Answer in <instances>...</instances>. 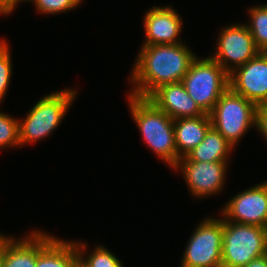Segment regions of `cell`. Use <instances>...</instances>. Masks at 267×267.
I'll list each match as a JSON object with an SVG mask.
<instances>
[{"instance_id":"cell-2","label":"cell","mask_w":267,"mask_h":267,"mask_svg":"<svg viewBox=\"0 0 267 267\" xmlns=\"http://www.w3.org/2000/svg\"><path fill=\"white\" fill-rule=\"evenodd\" d=\"M132 118L135 120L142 137L157 157L174 168L178 154L174 137V119L158 109L147 98L128 95Z\"/></svg>"},{"instance_id":"cell-8","label":"cell","mask_w":267,"mask_h":267,"mask_svg":"<svg viewBox=\"0 0 267 267\" xmlns=\"http://www.w3.org/2000/svg\"><path fill=\"white\" fill-rule=\"evenodd\" d=\"M217 40L216 53L210 57L228 73L244 65L261 52L256 47L246 24L225 27ZM229 62L233 65H229Z\"/></svg>"},{"instance_id":"cell-5","label":"cell","mask_w":267,"mask_h":267,"mask_svg":"<svg viewBox=\"0 0 267 267\" xmlns=\"http://www.w3.org/2000/svg\"><path fill=\"white\" fill-rule=\"evenodd\" d=\"M267 253V228L223 219L222 267H243Z\"/></svg>"},{"instance_id":"cell-18","label":"cell","mask_w":267,"mask_h":267,"mask_svg":"<svg viewBox=\"0 0 267 267\" xmlns=\"http://www.w3.org/2000/svg\"><path fill=\"white\" fill-rule=\"evenodd\" d=\"M250 24L246 25L253 37L256 47L261 52H267V5L249 9Z\"/></svg>"},{"instance_id":"cell-21","label":"cell","mask_w":267,"mask_h":267,"mask_svg":"<svg viewBox=\"0 0 267 267\" xmlns=\"http://www.w3.org/2000/svg\"><path fill=\"white\" fill-rule=\"evenodd\" d=\"M7 42L0 41V103L9 86L12 73V61Z\"/></svg>"},{"instance_id":"cell-11","label":"cell","mask_w":267,"mask_h":267,"mask_svg":"<svg viewBox=\"0 0 267 267\" xmlns=\"http://www.w3.org/2000/svg\"><path fill=\"white\" fill-rule=\"evenodd\" d=\"M226 162L190 161L185 156L178 160L174 168L183 170L184 179L193 196L204 197L221 192L225 183Z\"/></svg>"},{"instance_id":"cell-9","label":"cell","mask_w":267,"mask_h":267,"mask_svg":"<svg viewBox=\"0 0 267 267\" xmlns=\"http://www.w3.org/2000/svg\"><path fill=\"white\" fill-rule=\"evenodd\" d=\"M229 88L257 106L267 103V52L232 70Z\"/></svg>"},{"instance_id":"cell-14","label":"cell","mask_w":267,"mask_h":267,"mask_svg":"<svg viewBox=\"0 0 267 267\" xmlns=\"http://www.w3.org/2000/svg\"><path fill=\"white\" fill-rule=\"evenodd\" d=\"M79 255L75 241H62L38 231V256L35 267H75Z\"/></svg>"},{"instance_id":"cell-20","label":"cell","mask_w":267,"mask_h":267,"mask_svg":"<svg viewBox=\"0 0 267 267\" xmlns=\"http://www.w3.org/2000/svg\"><path fill=\"white\" fill-rule=\"evenodd\" d=\"M19 121L3 112L0 113V148L20 146Z\"/></svg>"},{"instance_id":"cell-23","label":"cell","mask_w":267,"mask_h":267,"mask_svg":"<svg viewBox=\"0 0 267 267\" xmlns=\"http://www.w3.org/2000/svg\"><path fill=\"white\" fill-rule=\"evenodd\" d=\"M256 129H258L267 142V103L257 106Z\"/></svg>"},{"instance_id":"cell-22","label":"cell","mask_w":267,"mask_h":267,"mask_svg":"<svg viewBox=\"0 0 267 267\" xmlns=\"http://www.w3.org/2000/svg\"><path fill=\"white\" fill-rule=\"evenodd\" d=\"M36 9L45 14H57L78 7L82 0H29Z\"/></svg>"},{"instance_id":"cell-24","label":"cell","mask_w":267,"mask_h":267,"mask_svg":"<svg viewBox=\"0 0 267 267\" xmlns=\"http://www.w3.org/2000/svg\"><path fill=\"white\" fill-rule=\"evenodd\" d=\"M20 1L22 0H0V13L4 15L10 14Z\"/></svg>"},{"instance_id":"cell-17","label":"cell","mask_w":267,"mask_h":267,"mask_svg":"<svg viewBox=\"0 0 267 267\" xmlns=\"http://www.w3.org/2000/svg\"><path fill=\"white\" fill-rule=\"evenodd\" d=\"M233 148L234 146L221 133L211 127L201 143L193 148L186 157L190 161L197 162L227 161L228 154Z\"/></svg>"},{"instance_id":"cell-3","label":"cell","mask_w":267,"mask_h":267,"mask_svg":"<svg viewBox=\"0 0 267 267\" xmlns=\"http://www.w3.org/2000/svg\"><path fill=\"white\" fill-rule=\"evenodd\" d=\"M76 93V90L63 89L40 99L24 121H19L20 145L49 136L61 123Z\"/></svg>"},{"instance_id":"cell-7","label":"cell","mask_w":267,"mask_h":267,"mask_svg":"<svg viewBox=\"0 0 267 267\" xmlns=\"http://www.w3.org/2000/svg\"><path fill=\"white\" fill-rule=\"evenodd\" d=\"M223 219L205 218L188 240L181 267H222Z\"/></svg>"},{"instance_id":"cell-12","label":"cell","mask_w":267,"mask_h":267,"mask_svg":"<svg viewBox=\"0 0 267 267\" xmlns=\"http://www.w3.org/2000/svg\"><path fill=\"white\" fill-rule=\"evenodd\" d=\"M147 99L172 119L198 117L206 114L188 95L181 82L161 85Z\"/></svg>"},{"instance_id":"cell-13","label":"cell","mask_w":267,"mask_h":267,"mask_svg":"<svg viewBox=\"0 0 267 267\" xmlns=\"http://www.w3.org/2000/svg\"><path fill=\"white\" fill-rule=\"evenodd\" d=\"M145 42L143 45L179 44L182 19L171 7H156L144 16Z\"/></svg>"},{"instance_id":"cell-1","label":"cell","mask_w":267,"mask_h":267,"mask_svg":"<svg viewBox=\"0 0 267 267\" xmlns=\"http://www.w3.org/2000/svg\"><path fill=\"white\" fill-rule=\"evenodd\" d=\"M197 56L183 43L143 45L134 64L130 95L147 98L164 84L181 82Z\"/></svg>"},{"instance_id":"cell-16","label":"cell","mask_w":267,"mask_h":267,"mask_svg":"<svg viewBox=\"0 0 267 267\" xmlns=\"http://www.w3.org/2000/svg\"><path fill=\"white\" fill-rule=\"evenodd\" d=\"M31 234V235H30ZM27 238L5 236V257L2 267H35L38 256V231L34 230Z\"/></svg>"},{"instance_id":"cell-4","label":"cell","mask_w":267,"mask_h":267,"mask_svg":"<svg viewBox=\"0 0 267 267\" xmlns=\"http://www.w3.org/2000/svg\"><path fill=\"white\" fill-rule=\"evenodd\" d=\"M188 95L209 114L229 88V73L210 56L195 58L182 79Z\"/></svg>"},{"instance_id":"cell-26","label":"cell","mask_w":267,"mask_h":267,"mask_svg":"<svg viewBox=\"0 0 267 267\" xmlns=\"http://www.w3.org/2000/svg\"><path fill=\"white\" fill-rule=\"evenodd\" d=\"M5 257V236L0 235V267L3 266V260Z\"/></svg>"},{"instance_id":"cell-25","label":"cell","mask_w":267,"mask_h":267,"mask_svg":"<svg viewBox=\"0 0 267 267\" xmlns=\"http://www.w3.org/2000/svg\"><path fill=\"white\" fill-rule=\"evenodd\" d=\"M243 267H267V253L263 256L253 259Z\"/></svg>"},{"instance_id":"cell-19","label":"cell","mask_w":267,"mask_h":267,"mask_svg":"<svg viewBox=\"0 0 267 267\" xmlns=\"http://www.w3.org/2000/svg\"><path fill=\"white\" fill-rule=\"evenodd\" d=\"M78 255H79V263L83 267H123L122 263L117 256L112 254L107 248L102 246H96L93 253H91L87 259L84 258V250H86L85 243L75 242Z\"/></svg>"},{"instance_id":"cell-27","label":"cell","mask_w":267,"mask_h":267,"mask_svg":"<svg viewBox=\"0 0 267 267\" xmlns=\"http://www.w3.org/2000/svg\"><path fill=\"white\" fill-rule=\"evenodd\" d=\"M75 267H83L80 263H78Z\"/></svg>"},{"instance_id":"cell-6","label":"cell","mask_w":267,"mask_h":267,"mask_svg":"<svg viewBox=\"0 0 267 267\" xmlns=\"http://www.w3.org/2000/svg\"><path fill=\"white\" fill-rule=\"evenodd\" d=\"M212 127L233 146L251 126H256L257 105L228 88L209 113Z\"/></svg>"},{"instance_id":"cell-15","label":"cell","mask_w":267,"mask_h":267,"mask_svg":"<svg viewBox=\"0 0 267 267\" xmlns=\"http://www.w3.org/2000/svg\"><path fill=\"white\" fill-rule=\"evenodd\" d=\"M174 137L178 160L185 157L205 138L212 127L209 114L174 119Z\"/></svg>"},{"instance_id":"cell-10","label":"cell","mask_w":267,"mask_h":267,"mask_svg":"<svg viewBox=\"0 0 267 267\" xmlns=\"http://www.w3.org/2000/svg\"><path fill=\"white\" fill-rule=\"evenodd\" d=\"M221 213L230 222L267 228V182L235 195Z\"/></svg>"}]
</instances>
